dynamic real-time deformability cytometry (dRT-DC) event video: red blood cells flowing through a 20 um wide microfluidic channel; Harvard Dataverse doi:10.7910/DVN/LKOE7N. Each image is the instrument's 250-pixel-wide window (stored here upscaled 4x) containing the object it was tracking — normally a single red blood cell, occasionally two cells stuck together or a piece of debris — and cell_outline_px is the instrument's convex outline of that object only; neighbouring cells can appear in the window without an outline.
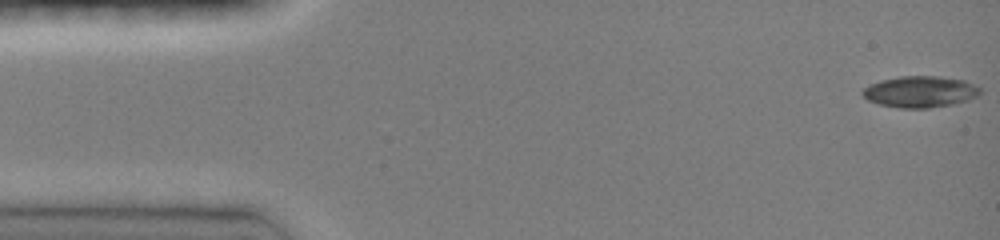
{"species": "common noctule bat (a hibernating species)", "species_latin": "Nyctalus noctula", "temperature_condition": "room temperature", "stored_images_in_passage": 47, "camera_frame_rate_fps": 3000, "um_per_image_px": 0.085, "animal": {"sex": "female", "body_mass_g": 19.0, "forearm_length_mm": 51.5}, "frame": {"image": 1, "passage_image": 1, "time_ms": 0.0, "image_size_px": [1000, 240], "cell_outline_px": [[980, 92], [976, 96], [968, 100], [952, 104], [928, 108], [900, 108], [880, 104], [868, 100], [860, 92], [864, 88], [880, 80], [900, 76], [936, 76], [964, 80], [980, 88]], "centroid_in_image_um": [78.19, 7.79], "position_along_channel_um": 6.8, "area_um2": 21.27}}
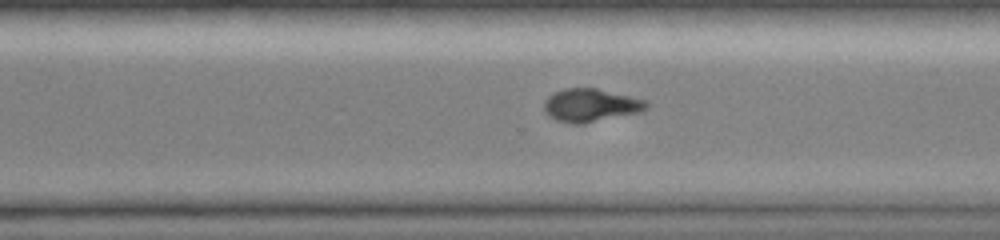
{"frame": {"image": 2, "passage_image": 33, "time_ms": 10.667, "image_size_px": [1000, 240], "cell_outline_px": [[648, 108], [640, 112], [584, 124], [572, 124], [556, 120], [548, 116], [544, 112], [544, 100], [548, 96], [564, 88], [596, 88], [644, 100], [648, 104]], "centroid_in_image_um": [50.16, 8.96], "position_along_channel_um": 320.4, "area_um2": 19.71}}
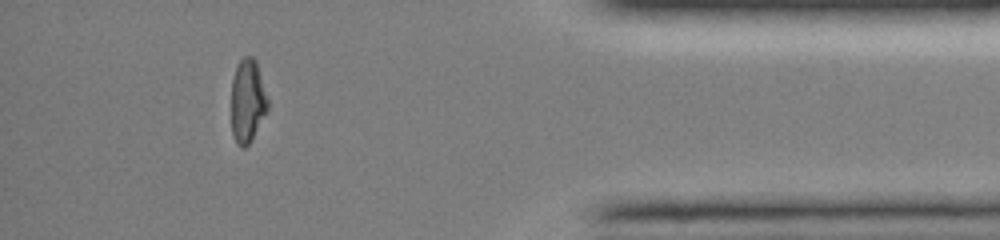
{"frame": {"image": 3, "passage_image": 42, "time_ms": 13.667, "image_size_px": [1000, 240], "cell_outline_px": [[268, 112], [252, 140], [244, 148], [240, 148], [236, 144], [232, 132], [232, 80], [236, 68], [240, 60], [244, 56], [252, 56], [256, 60], [268, 100]], "centroid_in_image_um": [21.05, 8.62], "position_along_channel_um": 414.1, "area_um2": 17.86}, "authors_computed_cell_mechanics": {"area_um2": 20.3456, "velocity_mm_per_s": 4.0738, "shape_relaxation_time_tau1_ms": 4.6216, "shape_relaxation_time_tau2_ms": 9.9842, "deformation_change_tau1": 0.1872, "deformation_change_tau2": 0.1359}}